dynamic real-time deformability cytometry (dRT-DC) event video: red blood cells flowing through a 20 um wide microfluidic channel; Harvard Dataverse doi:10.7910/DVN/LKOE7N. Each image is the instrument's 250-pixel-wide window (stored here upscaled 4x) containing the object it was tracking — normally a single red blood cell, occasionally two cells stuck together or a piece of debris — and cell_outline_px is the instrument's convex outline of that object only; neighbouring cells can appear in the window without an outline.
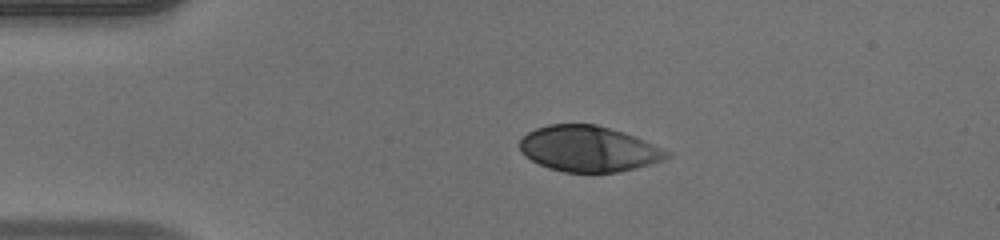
{"species": "human", "species_latin": "Homo sapiens", "temperature_condition": "warm", "stored_images_in_passage": 39, "camera_frame_rate_fps": 3000, "um_per_image_px": 0.085, "donor": {"sex": "male"}, "frame": {"image": 1, "passage_image": 1, "time_ms": 0.0, "image_size_px": [1000, 240], "cell_outline_px": [[672, 156], [664, 160], [636, 168], [620, 172], [564, 172], [548, 168], [524, 156], [520, 152], [520, 140], [528, 132], [536, 128], [548, 124], [596, 124], [624, 132], [664, 148], [672, 152]], "centroid_in_image_um": [50.06, 12.65], "position_along_channel_um": 34.9, "area_um2": 39.42}}
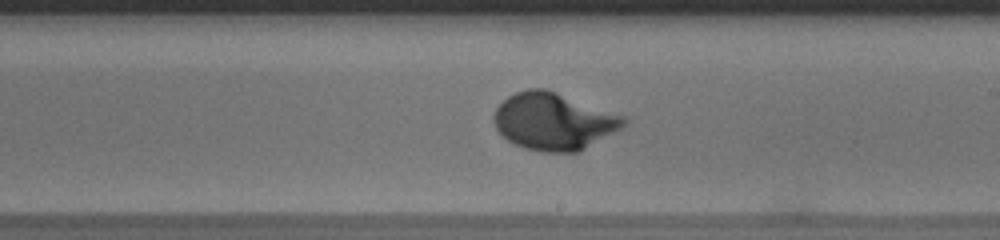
{"frame": {"image": 2, "passage_image": 19, "time_ms": 6.0, "image_size_px": [1000, 240], "cell_outline_px": [[628, 120], [620, 128], [580, 152], [540, 152], [524, 148], [508, 140], [496, 128], [492, 116], [496, 108], [508, 96], [516, 92], [528, 88], [544, 88], [624, 116]], "centroid_in_image_um": [47.03, 10.32], "position_along_channel_um": 242.0, "area_um2": 42.83}}
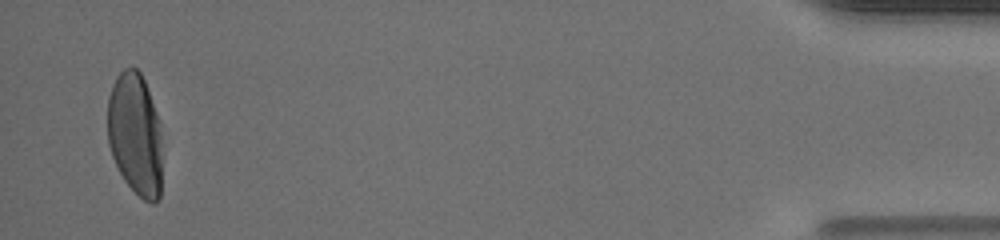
{"frame": {"image": 3, "passage_image": 38, "time_ms": 12.333, "image_size_px": [1000, 240], "cell_outline_px": [[160, 200], [156, 204], [152, 204], [144, 200], [124, 180], [112, 156], [108, 144], [108, 96], [112, 84], [116, 76], [124, 68], [136, 68], [140, 72], [144, 80], [156, 112], [160, 132]], "centroid_in_image_um": [11.47, 11.41], "position_along_channel_um": 423.7, "area_um2": 38.73}, "authors_computed_cell_mechanics": {"area_um2": 40.6334, "velocity_mm_per_s": 4.1679, "shape_relaxation_time_tau1_ms": 2.9939, "shape_relaxation_time_tau2_ms": null, "deformation_change_tau1": 0.2059, "deformation_change_tau2": null}}